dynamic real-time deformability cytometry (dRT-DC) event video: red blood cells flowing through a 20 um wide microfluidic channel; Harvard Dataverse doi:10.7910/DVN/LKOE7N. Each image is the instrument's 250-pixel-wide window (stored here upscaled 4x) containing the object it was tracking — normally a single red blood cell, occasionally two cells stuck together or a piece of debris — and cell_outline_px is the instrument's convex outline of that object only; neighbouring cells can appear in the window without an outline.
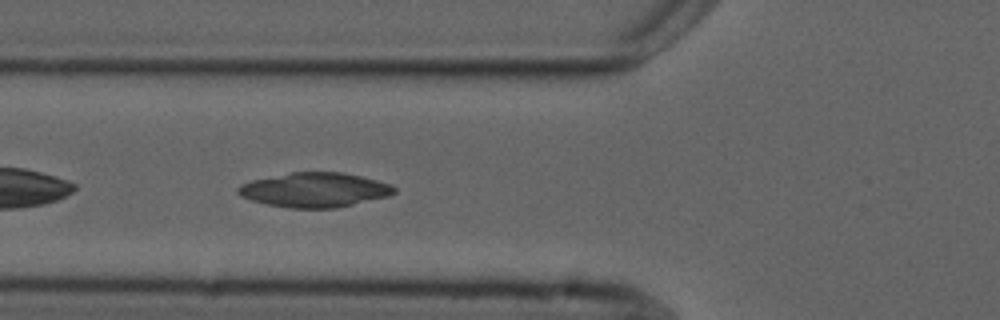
{"species": "common noctule bat (a hibernating species)", "species_latin": "Nyctalus noctula", "temperature_condition": "cold", "stored_images_in_passage": 5, "camera_frame_rate_fps": 3000, "um_per_image_px": 0.085, "animal": {"sex": "male", "forearm_length_mm": 52.5}, "frame": {"image": 1, "passage_image": 5, "time_ms": 4.667, "image_size_px": [1000, 320], "cell_outline_px": [[396, 192], [388, 196], [336, 208], [288, 208], [268, 204], [252, 200], [240, 196], [236, 192], [236, 188], [240, 184], [252, 180], [292, 172], [340, 172], [360, 176], [392, 184], [396, 188]], "centroid_in_image_um": [26.73, 16.14], "position_along_channel_um": 99.1, "area_um2": 31.33}}